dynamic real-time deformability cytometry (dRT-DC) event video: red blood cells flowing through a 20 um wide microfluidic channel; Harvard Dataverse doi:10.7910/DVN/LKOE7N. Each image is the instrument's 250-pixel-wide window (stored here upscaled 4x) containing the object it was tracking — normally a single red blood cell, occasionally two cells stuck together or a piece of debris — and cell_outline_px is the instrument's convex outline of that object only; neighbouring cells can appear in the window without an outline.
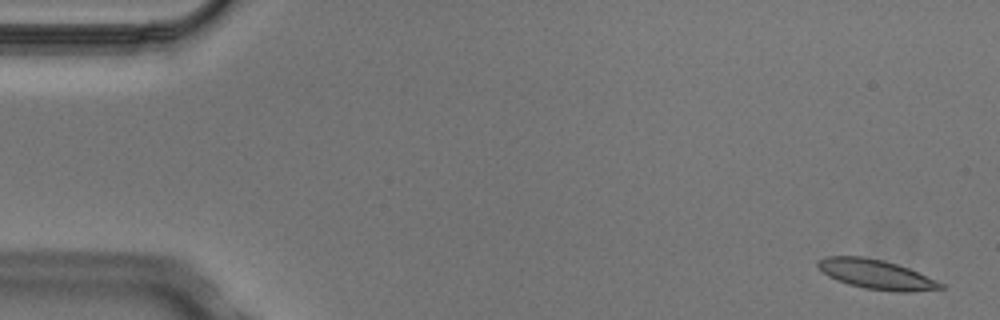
{"species": "Egyptian fruit bat (a non-hibernating species)", "species_latin": "Rousettus aegyptiacus", "temperature_condition": "cold", "stored_images_in_passage": 5, "camera_frame_rate_fps": 3000, "um_per_image_px": 0.085, "animal": {"sex": "male"}, "frame": {"image": 1, "passage_image": 1, "time_ms": 0.0, "image_size_px": [1000, 320], "cell_outline_px": [[944, 288], [912, 292], [896, 292], [864, 288], [848, 284], [836, 280], [828, 276], [816, 264], [816, 260], [824, 256], [864, 256], [884, 260], [908, 268], [936, 280], [944, 284]], "centroid_in_image_um": [74.45, 23.31], "position_along_channel_um": 10.5, "area_um2": 21.15}}
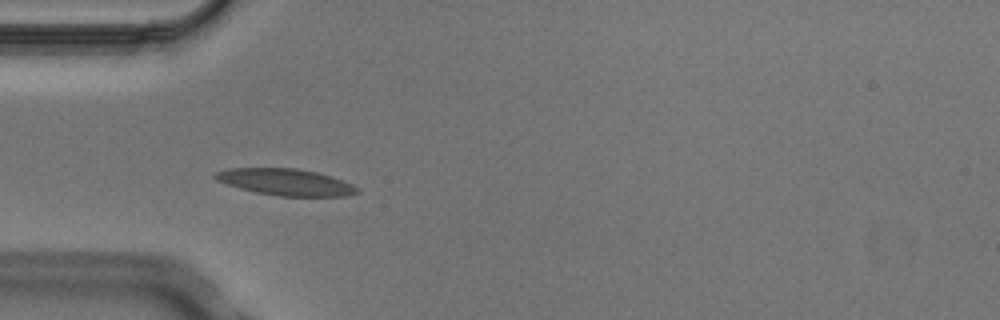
{"frame": {"image": 2, "passage_image": 4, "time_ms": 1.0, "image_size_px": [1000, 320], "cell_outline_px": [[360, 192], [348, 196], [280, 196], [256, 192], [240, 188], [216, 180], [212, 176], [212, 172], [228, 168], [296, 168], [316, 172], [332, 176], [352, 184], [360, 188]], "centroid_in_image_um": [24.29, 15.47], "position_along_channel_um": 60.7, "area_um2": 22.14}}
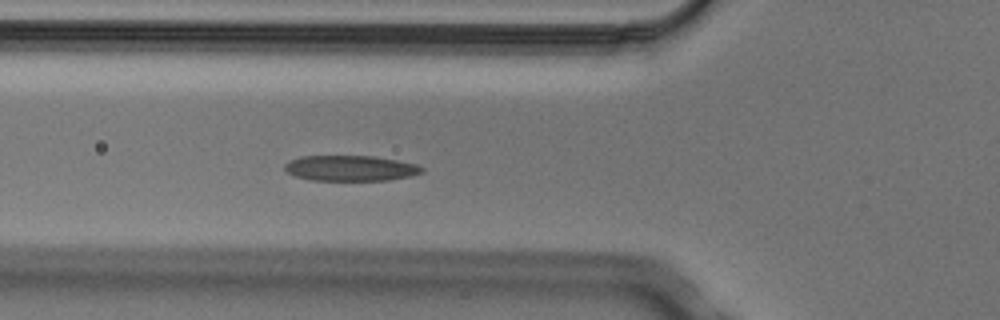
{"frame": {"image": 3, "passage_image": 5, "time_ms": 1.333, "image_size_px": [1000, 320], "cell_outline_px": [[424, 172], [412, 176], [388, 180], [312, 180], [296, 176], [288, 172], [284, 168], [284, 164], [300, 156], [372, 156], [396, 160], [416, 164], [424, 168]], "centroid_in_image_um": [29.82, 14.3], "position_along_channel_um": 96.0, "area_um2": 20.29}}